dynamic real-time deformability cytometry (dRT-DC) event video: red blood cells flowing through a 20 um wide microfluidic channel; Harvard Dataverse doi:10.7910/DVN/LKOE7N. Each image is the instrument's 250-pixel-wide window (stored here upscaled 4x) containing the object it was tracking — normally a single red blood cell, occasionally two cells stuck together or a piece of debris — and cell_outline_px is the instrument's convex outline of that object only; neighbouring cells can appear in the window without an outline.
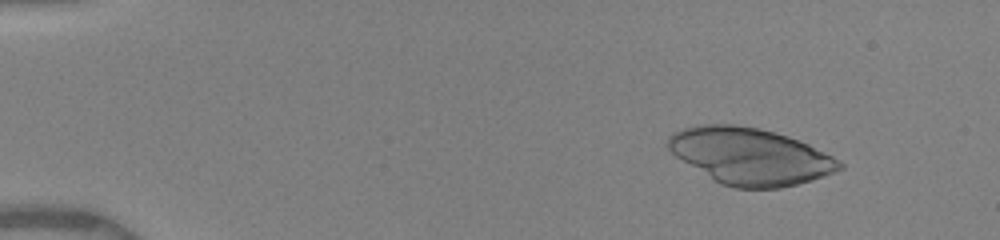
{"species": "human", "species_latin": "Homo sapiens", "temperature_condition": "warm", "stored_images_in_passage": 17, "camera_frame_rate_fps": 3000, "um_per_image_px": 0.085, "donor": {"sex": "female"}, "frame": {"image": 1, "passage_image": 4, "time_ms": 1.667, "image_size_px": [1000, 240], "cell_outline_px": [[844, 168], [824, 176], [812, 180], [780, 188], [736, 188], [720, 184], [712, 180], [676, 156], [668, 148], [668, 136], [684, 128], [700, 124], [736, 124], [760, 128], [776, 132], [788, 136], [808, 144], [840, 160], [844, 164]], "centroid_in_image_um": [63.77, 13.28], "position_along_channel_um": 21.2, "area_um2": 56.47}}